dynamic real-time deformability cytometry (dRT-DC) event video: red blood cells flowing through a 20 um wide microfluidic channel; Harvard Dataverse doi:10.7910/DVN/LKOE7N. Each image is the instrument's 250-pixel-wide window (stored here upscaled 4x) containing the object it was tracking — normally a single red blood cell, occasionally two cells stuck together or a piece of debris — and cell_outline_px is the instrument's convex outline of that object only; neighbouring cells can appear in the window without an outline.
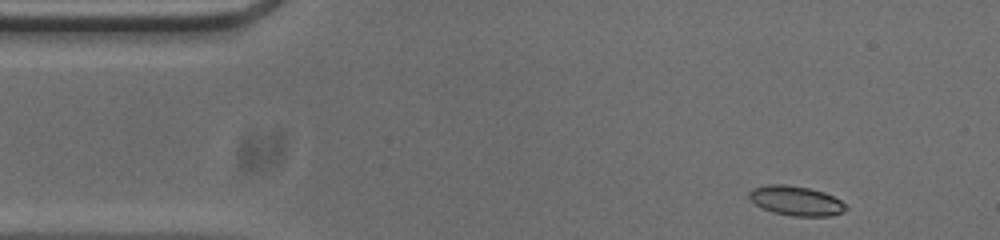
{"species": "common noctule bat (a hibernating species)", "species_latin": "Nyctalus noctula", "temperature_condition": "cold", "stored_images_in_passage": 48, "camera_frame_rate_fps": 3000, "um_per_image_px": 0.085, "animal": {"sex": "male", "body_mass_g": 20.0, "forearm_length_mm": 53.3}, "frame": {"image": 1, "passage_image": 1, "time_ms": 0.0, "image_size_px": [1000, 240], "cell_outline_px": [[848, 208], [844, 212], [832, 216], [792, 216], [772, 212], [756, 204], [748, 196], [748, 192], [752, 188], [768, 184], [784, 184], [808, 188], [824, 192], [848, 204]], "centroid_in_image_um": [67.69, 17.07], "position_along_channel_um": 17.3, "area_um2": 16.76}}
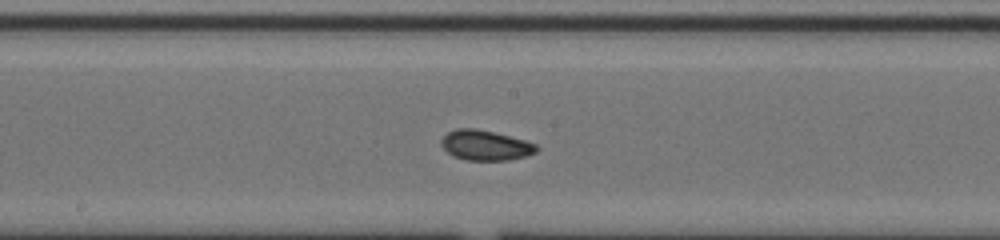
{"frame": {"image": 2, "passage_image": 22, "time_ms": 7.0, "image_size_px": [1000, 240], "cell_outline_px": [[540, 148], [536, 152], [528, 156], [508, 160], [464, 160], [452, 156], [440, 144], [440, 140], [448, 132], [456, 128], [476, 128], [524, 140], [536, 144]], "centroid_in_image_um": [41.26, 12.36], "position_along_channel_um": 206.9, "area_um2": 16.76}}
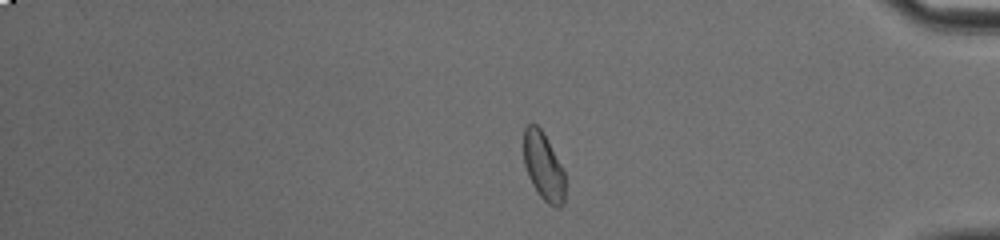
{"frame": {"image": 3, "passage_image": 39, "time_ms": 12.667, "image_size_px": [1000, 240], "cell_outline_px": [[564, 204], [560, 208], [556, 208], [548, 204], [540, 196], [532, 184], [528, 176], [524, 164], [524, 128], [528, 124], [536, 124], [540, 128], [564, 168]], "centroid_in_image_um": [46.2, 14.17], "position_along_channel_um": 389.0, "area_um2": 16.42}, "authors_computed_cell_mechanics": {"area_um2": 16.5019, "velocity_mm_per_s": 3.7716, "shape_relaxation_time_tau1_ms": 9.6585, "shape_relaxation_time_tau2_ms": 1.9149, "deformation_change_tau1": 0.1975, "deformation_change_tau2": 0.0577}}